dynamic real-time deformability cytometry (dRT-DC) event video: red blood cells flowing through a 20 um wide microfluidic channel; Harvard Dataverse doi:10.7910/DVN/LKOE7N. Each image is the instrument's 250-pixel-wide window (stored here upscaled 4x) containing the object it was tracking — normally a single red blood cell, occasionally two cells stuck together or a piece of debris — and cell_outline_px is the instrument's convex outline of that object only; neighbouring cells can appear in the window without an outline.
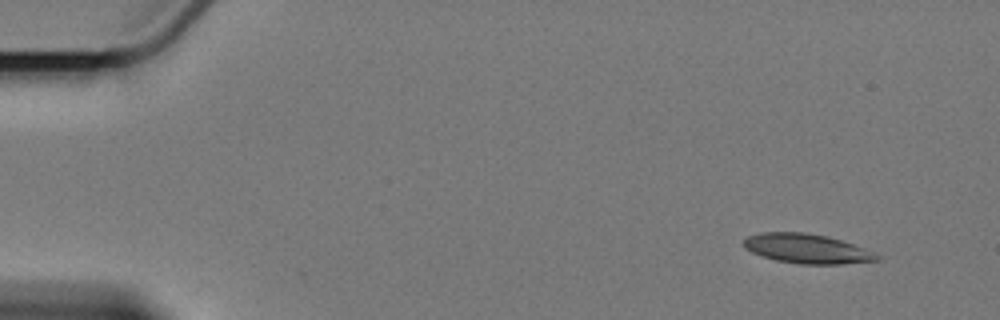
{"species": "Egyptian fruit bat (a non-hibernating species)", "species_latin": "Rousettus aegyptiacus", "temperature_condition": "cold", "stored_images_in_passage": 6, "camera_frame_rate_fps": 3000, "um_per_image_px": 0.085, "animal": {"sex": "female"}, "frame": {"image": 1, "passage_image": 1, "time_ms": 0.0, "image_size_px": [1000, 320], "cell_outline_px": [[880, 260], [840, 264], [800, 264], [776, 260], [760, 256], [744, 248], [744, 240], [748, 236], [760, 232], [804, 232], [828, 236], [864, 248], [880, 256]], "centroid_in_image_um": [68.55, 21.13], "position_along_channel_um": 16.4, "area_um2": 22.83}}
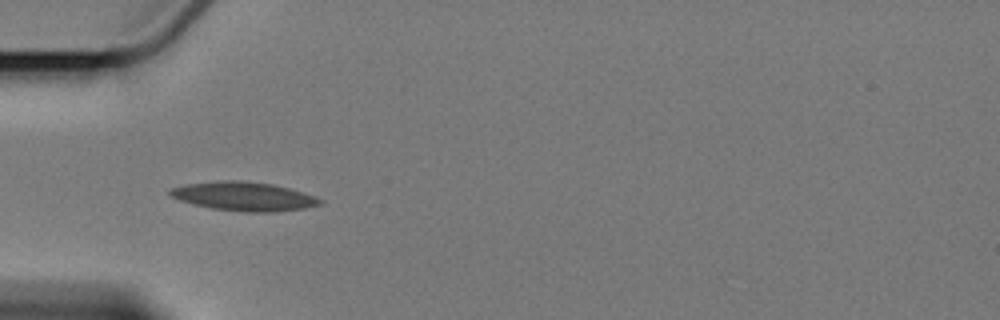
{"frame": {"image": 2, "passage_image": 5, "time_ms": 4.667, "image_size_px": [1000, 320], "cell_outline_px": [[324, 204], [304, 208], [276, 212], [244, 212], [212, 208], [180, 200], [168, 196], [168, 188], [184, 184], [220, 180], [240, 180], [272, 184], [304, 192], [316, 196], [324, 200]], "centroid_in_image_um": [20.73, 16.68], "position_along_channel_um": 64.3, "area_um2": 25.49}}
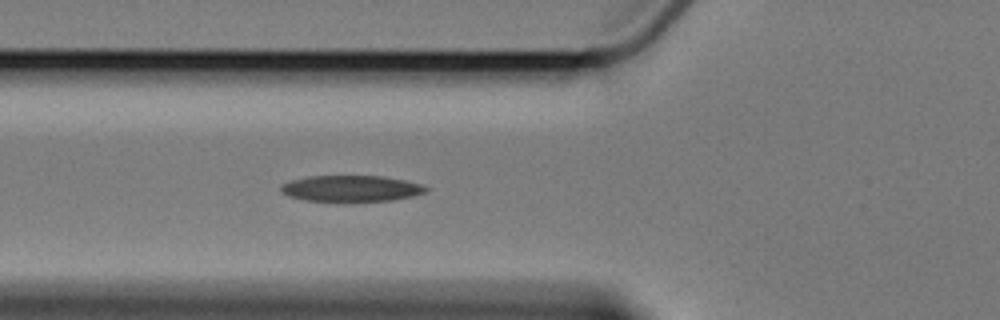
{"frame": {"image": 3, "passage_image": 6, "time_ms": 5.667, "image_size_px": [1000, 320], "cell_outline_px": [[428, 192], [412, 196], [392, 200], [336, 204], [304, 200], [288, 196], [280, 192], [280, 188], [284, 184], [292, 180], [308, 176], [384, 176], [424, 184], [428, 188]], "centroid_in_image_um": [29.85, 16.06], "position_along_channel_um": 95.9, "area_um2": 23.06}}